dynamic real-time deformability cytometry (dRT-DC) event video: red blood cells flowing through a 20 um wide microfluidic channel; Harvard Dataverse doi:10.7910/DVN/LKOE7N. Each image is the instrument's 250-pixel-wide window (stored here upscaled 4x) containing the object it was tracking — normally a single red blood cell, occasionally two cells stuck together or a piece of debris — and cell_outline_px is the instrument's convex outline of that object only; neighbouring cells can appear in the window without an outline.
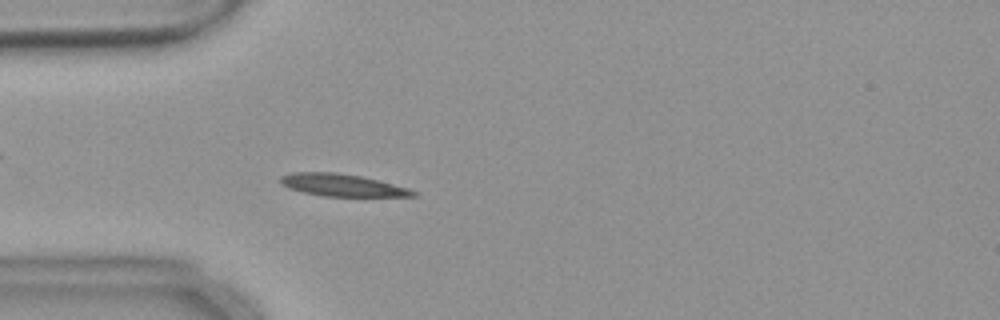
{"species": "common noctule bat (a hibernating species)", "species_latin": "Nyctalus noctula", "temperature_condition": "warm", "stored_images_in_passage": 54, "camera_frame_rate_fps": 3000, "um_per_image_px": 0.085, "animal": {"sex": "female", "body_mass_g": 18.4}, "frame": {"image": 1, "passage_image": 15, "time_ms": 4.667, "image_size_px": [1000, 320], "cell_outline_px": [[420, 192], [416, 196], [324, 196], [304, 192], [288, 188], [280, 184], [280, 176], [288, 172], [336, 172], [360, 176], [408, 188]], "centroid_in_image_um": [29.04, 15.73], "position_along_channel_um": 56.0, "area_um2": 17.17}}
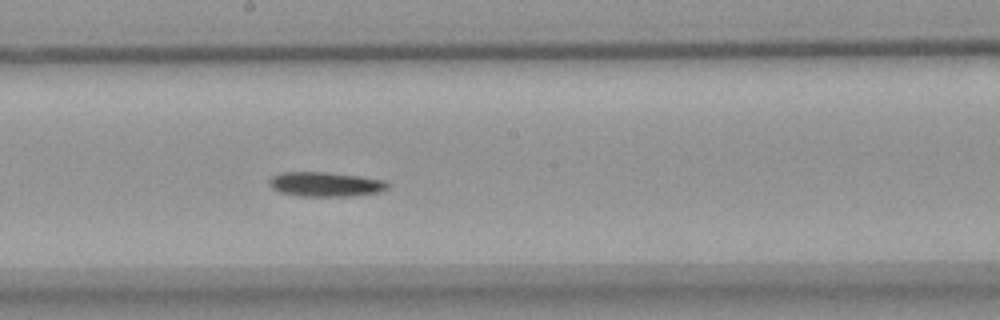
{"frame": {"image": 2, "passage_image": 29, "time_ms": 9.333, "image_size_px": [1000, 320], "cell_outline_px": [[388, 188], [380, 192], [348, 196], [300, 196], [280, 192], [272, 188], [268, 184], [268, 180], [272, 176], [280, 172], [324, 172], [360, 176], [388, 180]], "centroid_in_image_um": [27.66, 15.65], "position_along_channel_um": 220.5, "area_um2": 17.05}}
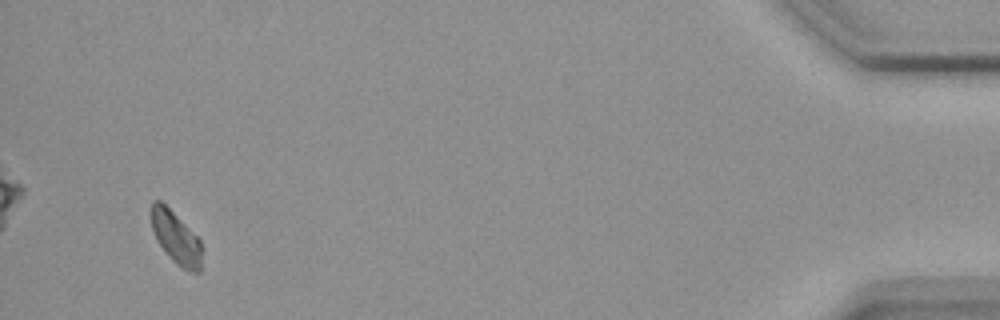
{"frame": {"image": 3, "passage_image": 52, "time_ms": 17.0, "image_size_px": [1000, 320], "cell_outline_px": [[200, 272], [192, 272], [180, 268], [168, 256], [156, 240], [152, 228], [152, 204], [156, 200], [160, 200], [200, 240]], "centroid_in_image_um": [14.94, 20.25], "position_along_channel_um": 420.3, "area_um2": 14.91}, "authors_computed_cell_mechanics": {"area_um2": 16.4441, "velocity_mm_per_s": 3.6414, "shape_relaxation_time_tau1_ms": 8.171, "shape_relaxation_time_tau2_ms": null, "deformation_change_tau1": 0.171, "deformation_change_tau2": null}}